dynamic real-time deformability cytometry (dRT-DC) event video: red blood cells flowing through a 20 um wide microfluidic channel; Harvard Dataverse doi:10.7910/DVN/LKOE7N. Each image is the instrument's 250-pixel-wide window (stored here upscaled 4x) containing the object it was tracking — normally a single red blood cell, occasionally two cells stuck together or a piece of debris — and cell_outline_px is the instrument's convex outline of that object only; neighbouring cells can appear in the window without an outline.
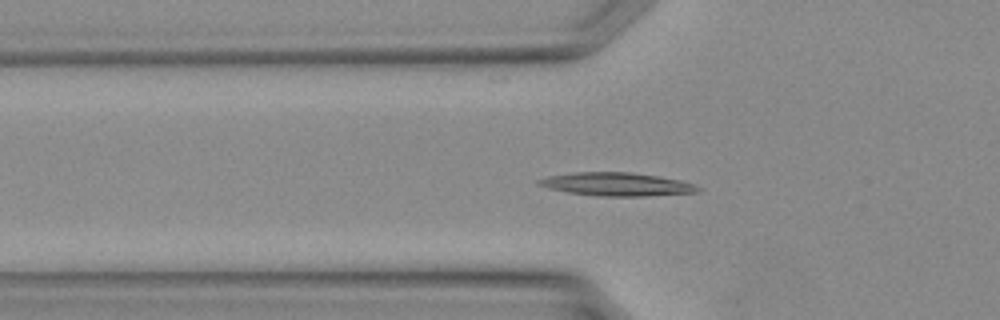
{"species": "Egyptian fruit bat (a non-hibernating species)", "species_latin": "Rousettus aegyptiacus", "temperature_condition": "warm", "stored_images_in_passage": 29, "camera_frame_rate_fps": 3000, "um_per_image_px": 0.085, "animal": {"sex": "female"}, "frame": {"image": 1, "passage_image": 5, "time_ms": 1.333, "image_size_px": [1000, 320], "cell_outline_px": [[700, 188], [696, 192], [644, 196], [600, 196], [568, 192], [548, 188], [536, 184], [536, 180], [548, 176], [576, 172], [632, 172], [660, 176], [680, 180], [692, 184]], "centroid_in_image_um": [52.37, 15.65], "position_along_channel_um": 73.4, "area_um2": 21.44}}
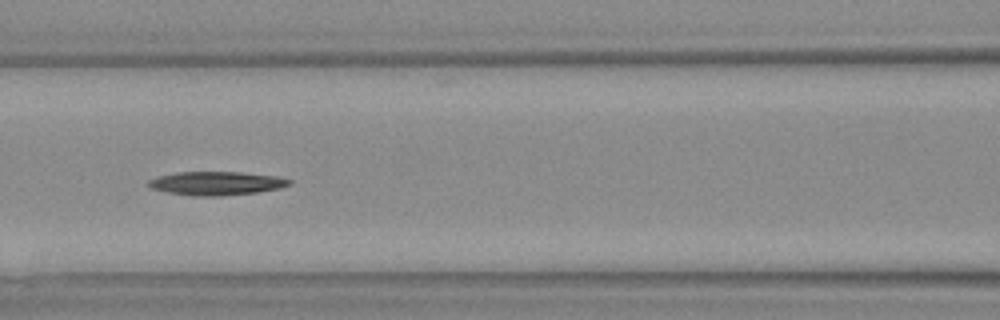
{"frame": {"image": 2, "passage_image": 9, "time_ms": 2.667, "image_size_px": [1000, 320], "cell_outline_px": [[292, 184], [280, 188], [256, 192], [220, 196], [192, 196], [168, 192], [152, 188], [148, 184], [148, 180], [156, 176], [176, 172], [244, 172], [280, 176], [292, 180]], "centroid_in_image_um": [18.43, 15.57], "position_along_channel_um": 148.2, "area_um2": 19.54}}